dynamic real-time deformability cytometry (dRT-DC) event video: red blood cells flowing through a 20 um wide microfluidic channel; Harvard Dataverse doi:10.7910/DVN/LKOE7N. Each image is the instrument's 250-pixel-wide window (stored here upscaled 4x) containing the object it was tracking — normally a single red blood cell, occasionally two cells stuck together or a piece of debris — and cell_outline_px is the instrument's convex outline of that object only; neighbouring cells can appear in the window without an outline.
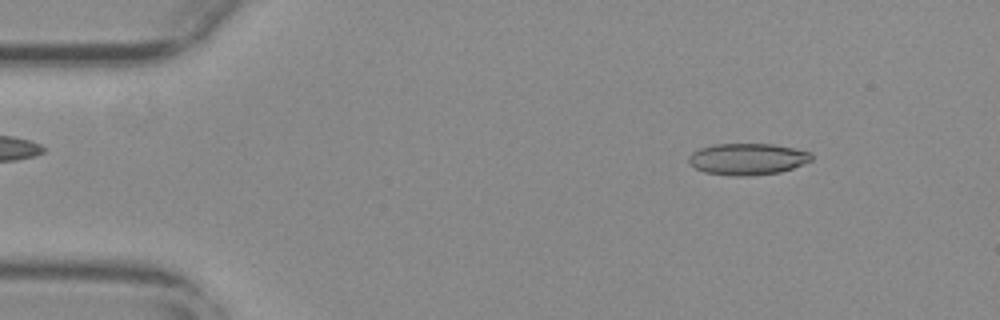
{"species": "common noctule bat (a hibernating species)", "species_latin": "Nyctalus noctula", "temperature_condition": "warm", "stored_images_in_passage": 16, "camera_frame_rate_fps": 3000, "um_per_image_px": 0.085, "animal": {"sex": "female", "body_mass_g": 29.2, "forearm_length_mm": 56.3}, "frame": {"image": 1, "passage_image": 7, "time_ms": 2.0, "image_size_px": [1000, 320], "cell_outline_px": [[812, 160], [792, 168], [780, 172], [748, 176], [732, 176], [704, 172], [696, 168], [688, 160], [688, 156], [692, 152], [700, 148], [712, 144], [772, 144], [812, 152]], "centroid_in_image_um": [63.53, 13.52], "position_along_channel_um": 21.5, "area_um2": 22.54}}